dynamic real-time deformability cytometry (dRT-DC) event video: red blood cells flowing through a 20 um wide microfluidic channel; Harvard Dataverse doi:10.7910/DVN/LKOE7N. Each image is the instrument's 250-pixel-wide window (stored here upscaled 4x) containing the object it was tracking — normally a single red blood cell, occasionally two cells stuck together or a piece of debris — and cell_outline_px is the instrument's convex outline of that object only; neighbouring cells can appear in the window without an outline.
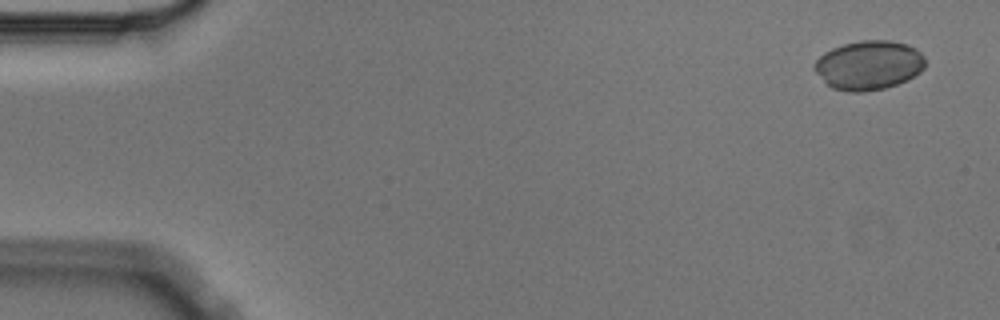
{"species": "Egyptian fruit bat (a non-hibernating species)", "species_latin": "Rousettus aegyptiacus", "temperature_condition": "cold", "stored_images_in_passage": 5, "camera_frame_rate_fps": 3000, "um_per_image_px": 0.085, "animal": {"sex": "male"}, "frame": {"image": 1, "passage_image": 1, "time_ms": 0.0, "image_size_px": [1000, 320], "cell_outline_px": [[924, 68], [920, 72], [908, 80], [884, 88], [864, 92], [848, 92], [832, 88], [812, 68], [812, 64], [824, 52], [832, 48], [844, 44], [860, 40], [888, 40], [908, 44], [916, 48], [924, 56]], "centroid_in_image_um": [73.84, 5.53], "position_along_channel_um": 11.2, "area_um2": 31.91}}
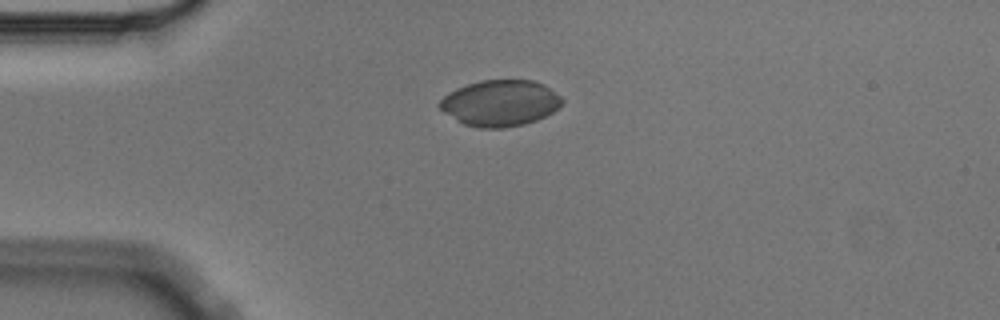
{"frame": {"image": 2, "passage_image": 4, "time_ms": 1.0, "image_size_px": [1000, 320], "cell_outline_px": [[564, 100], [552, 112], [536, 120], [524, 124], [504, 128], [480, 128], [464, 124], [456, 120], [444, 112], [436, 104], [444, 96], [456, 88], [480, 80], [532, 80], [544, 84], [560, 96]], "centroid_in_image_um": [42.49, 8.76], "position_along_channel_um": 42.5, "area_um2": 32.77}}